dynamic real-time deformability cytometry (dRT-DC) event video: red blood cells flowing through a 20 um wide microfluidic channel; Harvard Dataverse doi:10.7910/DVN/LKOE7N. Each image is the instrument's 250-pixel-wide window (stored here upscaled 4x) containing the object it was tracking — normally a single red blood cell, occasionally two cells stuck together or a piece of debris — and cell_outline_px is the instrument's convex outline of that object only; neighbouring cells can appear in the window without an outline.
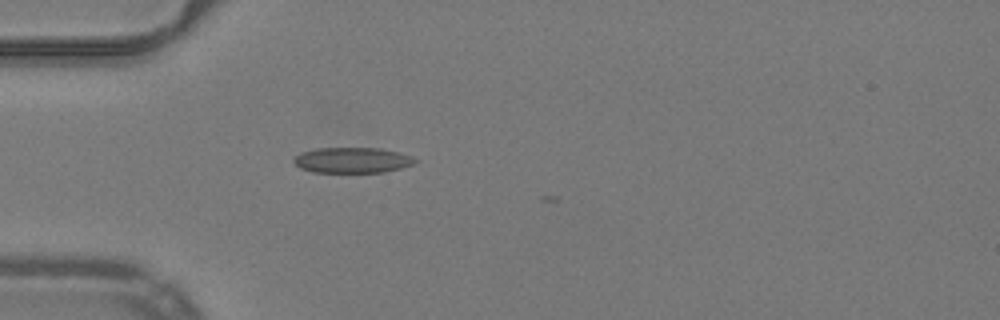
{"species": "common noctule bat (a hibernating species)", "species_latin": "Nyctalus noctula", "temperature_condition": "warm", "stored_images_in_passage": 17, "camera_frame_rate_fps": 3000, "um_per_image_px": 0.085, "animal": {"sex": "male", "body_mass_g": 19.2, "forearm_length_mm": 51.8}, "frame": {"image": 1, "passage_image": 7, "time_ms": 2.0, "image_size_px": [1000, 320], "cell_outline_px": [[420, 160], [412, 164], [400, 168], [384, 172], [312, 172], [300, 168], [292, 160], [296, 156], [304, 152], [316, 148], [380, 148], [400, 152], [412, 156]], "centroid_in_image_um": [29.98, 13.61], "position_along_channel_um": 55.0, "area_um2": 18.03}}
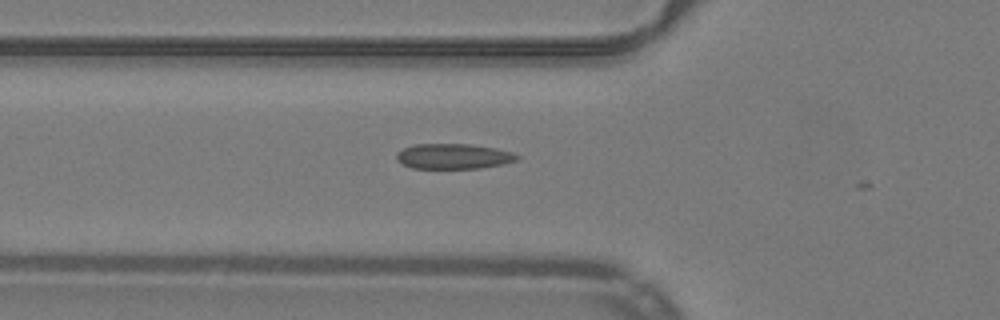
{"frame": {"image": 2, "passage_image": 10, "time_ms": 3.0, "image_size_px": [1000, 320], "cell_outline_px": [[520, 156], [516, 160], [504, 164], [480, 168], [412, 168], [396, 160], [396, 152], [412, 144], [472, 144], [496, 148], [512, 152]], "centroid_in_image_um": [38.54, 13.28], "position_along_channel_um": 87.3, "area_um2": 17.8}}
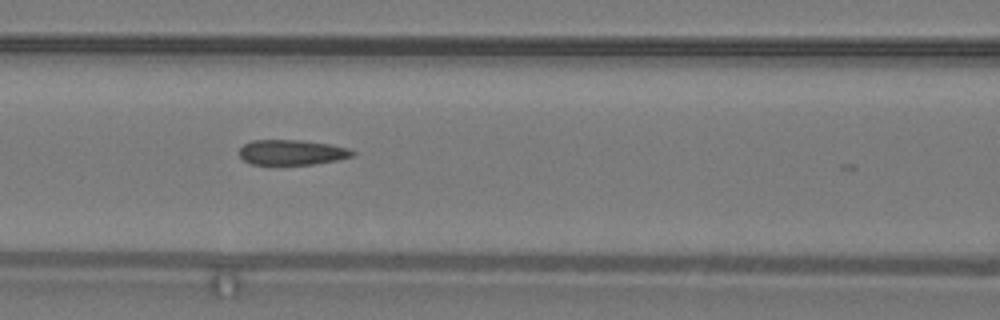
{"frame": {"image": 3, "passage_image": 14, "time_ms": 4.333, "image_size_px": [1000, 320], "cell_outline_px": [[356, 152], [352, 156], [336, 160], [312, 164], [252, 164], [244, 160], [240, 156], [240, 148], [244, 144], [252, 140], [300, 140], [328, 144], [348, 148]], "centroid_in_image_um": [24.79, 12.94], "position_along_channel_um": 141.8, "area_um2": 16.36}}